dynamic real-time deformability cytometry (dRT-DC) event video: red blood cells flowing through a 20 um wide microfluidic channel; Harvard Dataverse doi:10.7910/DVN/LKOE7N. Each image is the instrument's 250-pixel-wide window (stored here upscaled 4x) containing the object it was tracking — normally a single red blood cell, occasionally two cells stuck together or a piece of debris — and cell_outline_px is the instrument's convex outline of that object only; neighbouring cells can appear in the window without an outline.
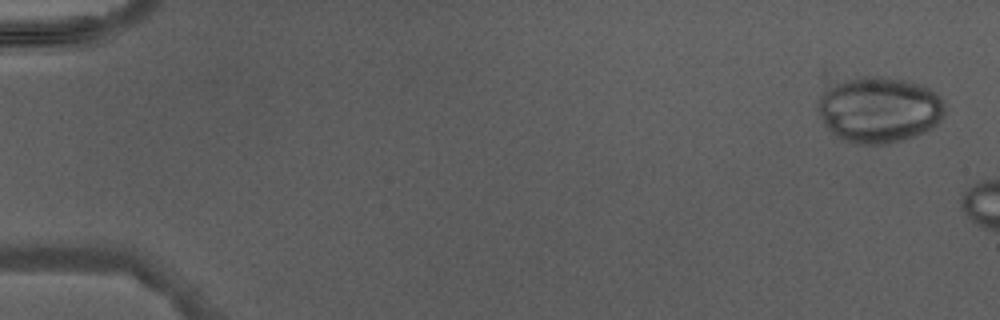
{"species": "Egyptian fruit bat (a non-hibernating species)", "species_latin": "Rousettus aegyptiacus", "temperature_condition": "warm", "stored_images_in_passage": 3, "camera_frame_rate_fps": 3000, "um_per_image_px": 0.085, "animal": {"sex": "male"}, "frame": {"image": 1, "passage_image": 1, "time_ms": 0.0, "image_size_px": [1000, 320], "cell_outline_px": [[944, 116], [932, 128], [916, 136], [888, 144], [856, 144], [844, 140], [828, 132], [816, 108], [816, 100], [828, 88], [836, 84], [848, 80], [864, 76], [880, 76], [904, 80], [920, 84], [928, 88], [944, 100]], "centroid_in_image_um": [74.71, 9.34], "position_along_channel_um": 10.3, "area_um2": 49.01}}